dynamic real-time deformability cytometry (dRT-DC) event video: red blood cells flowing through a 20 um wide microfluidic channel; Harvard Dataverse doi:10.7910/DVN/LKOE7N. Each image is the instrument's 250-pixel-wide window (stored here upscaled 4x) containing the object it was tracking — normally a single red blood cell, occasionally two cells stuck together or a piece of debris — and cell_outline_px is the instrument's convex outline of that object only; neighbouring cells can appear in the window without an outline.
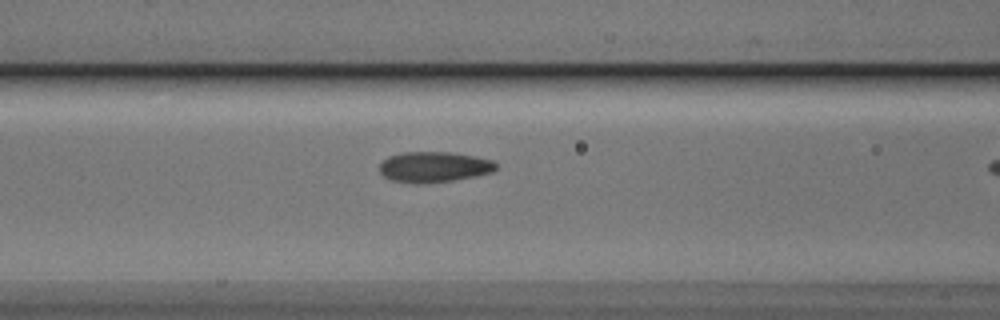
{"species": "Egyptian fruit bat (a non-hibernating species)", "species_latin": "Rousettus aegyptiacus", "temperature_condition": "cold", "stored_images_in_passage": 8, "camera_frame_rate_fps": 3000, "um_per_image_px": 0.085, "animal": {"sex": "male"}, "frame": {"image": 1, "passage_image": 7, "time_ms": 2.0, "image_size_px": [1000, 320], "cell_outline_px": [[496, 168], [492, 172], [476, 176], [452, 180], [416, 184], [392, 180], [384, 176], [380, 172], [380, 164], [388, 156], [404, 152], [452, 152], [476, 156], [492, 160], [496, 164]], "centroid_in_image_um": [36.89, 14.18], "position_along_channel_um": 129.7, "area_um2": 20.69}}